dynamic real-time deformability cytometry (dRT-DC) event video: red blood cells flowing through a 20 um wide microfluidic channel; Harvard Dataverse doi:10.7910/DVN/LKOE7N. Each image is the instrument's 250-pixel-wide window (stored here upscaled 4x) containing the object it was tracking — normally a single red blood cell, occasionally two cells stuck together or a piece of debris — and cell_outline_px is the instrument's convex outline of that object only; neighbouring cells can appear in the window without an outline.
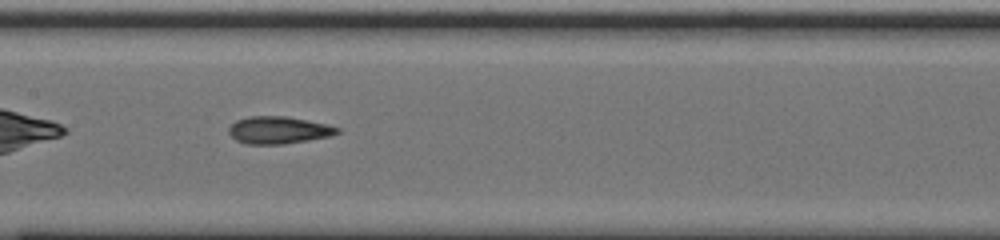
{"species": "common noctule bat (a hibernating species)", "species_latin": "Nyctalus noctula", "temperature_condition": "cold", "stored_images_in_passage": 40, "camera_frame_rate_fps": 3000, "um_per_image_px": 0.085, "animal": {"sex": "male", "body_mass_g": 20.0, "forearm_length_mm": 53.3}, "frame": {"image": 1, "passage_image": 12, "time_ms": 3.667, "image_size_px": [1000, 240], "cell_outline_px": [[340, 132], [332, 136], [284, 144], [248, 144], [236, 140], [228, 132], [228, 128], [236, 120], [248, 116], [284, 116], [328, 124], [340, 128]], "centroid_in_image_um": [23.69, 11.06], "position_along_channel_um": 183.7, "area_um2": 17.28}, "authors_computed_cell_mechanics": {"area_um2": 17.34, "velocity_mm_per_s": 3.7532, "shape_relaxation_time_tau1_ms": null, "shape_relaxation_time_tau2_ms": 2.8031, "deformation_change_tau1": null, "deformation_change_tau2": 0.1079}}